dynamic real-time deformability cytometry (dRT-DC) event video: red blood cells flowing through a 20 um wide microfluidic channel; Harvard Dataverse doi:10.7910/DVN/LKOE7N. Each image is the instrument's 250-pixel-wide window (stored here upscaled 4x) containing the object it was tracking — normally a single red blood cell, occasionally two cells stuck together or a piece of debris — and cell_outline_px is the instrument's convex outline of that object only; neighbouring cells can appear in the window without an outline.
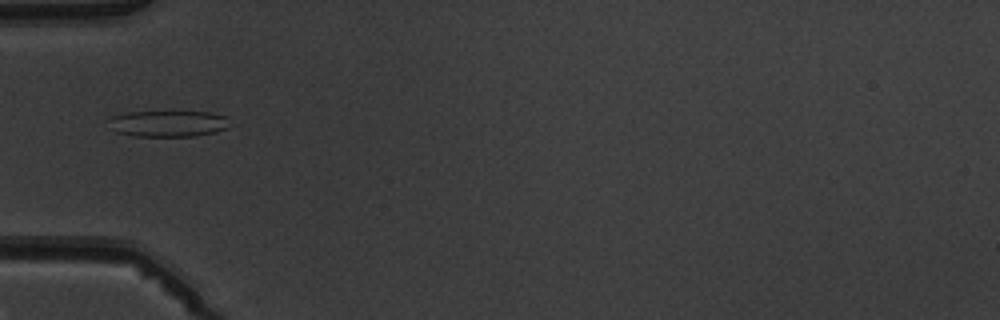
{"species": "common noctule bat (a hibernating species)", "species_latin": "Nyctalus noctula", "temperature_condition": "warm", "stored_images_in_passage": 3, "camera_frame_rate_fps": 3000, "um_per_image_px": 0.085, "animal": {"sex": "male", "body_mass_g": 19.5, "forearm_length_mm": 54.6}, "frame": {"image": 1, "passage_image": 3, "time_ms": 2.333, "image_size_px": [1000, 320], "cell_outline_px": [[228, 128], [216, 132], [196, 136], [136, 136], [116, 132], [108, 120], [112, 116], [128, 112], [208, 112], [228, 116]], "centroid_in_image_um": [14.34, 10.51], "position_along_channel_um": 70.7, "area_um2": 18.44}}